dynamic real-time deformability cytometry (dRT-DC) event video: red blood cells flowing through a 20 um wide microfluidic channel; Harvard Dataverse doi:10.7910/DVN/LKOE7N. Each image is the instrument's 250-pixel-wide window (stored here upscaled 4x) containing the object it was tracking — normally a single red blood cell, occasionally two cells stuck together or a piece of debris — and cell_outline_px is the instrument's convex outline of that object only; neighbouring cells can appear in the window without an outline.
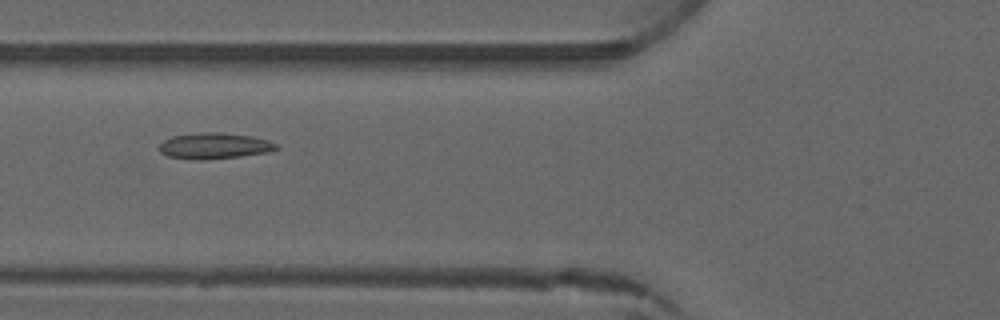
{"species": "common noctule bat (a hibernating species)", "species_latin": "Nyctalus noctula", "temperature_condition": "warm", "stored_images_in_passage": 5, "camera_frame_rate_fps": 3000, "um_per_image_px": 0.085, "animal": {"sex": "male", "forearm_length_mm": 52.5}, "frame": {"image": 1, "passage_image": 5, "time_ms": 5.333, "image_size_px": [1000, 320], "cell_outline_px": [[280, 148], [268, 152], [240, 156], [204, 160], [200, 160], [168, 156], [160, 152], [160, 144], [164, 140], [172, 136], [204, 132], [220, 132], [252, 136], [268, 140], [276, 144]], "centroid_in_image_um": [18.24, 12.39], "position_along_channel_um": 107.6, "area_um2": 17.63}}